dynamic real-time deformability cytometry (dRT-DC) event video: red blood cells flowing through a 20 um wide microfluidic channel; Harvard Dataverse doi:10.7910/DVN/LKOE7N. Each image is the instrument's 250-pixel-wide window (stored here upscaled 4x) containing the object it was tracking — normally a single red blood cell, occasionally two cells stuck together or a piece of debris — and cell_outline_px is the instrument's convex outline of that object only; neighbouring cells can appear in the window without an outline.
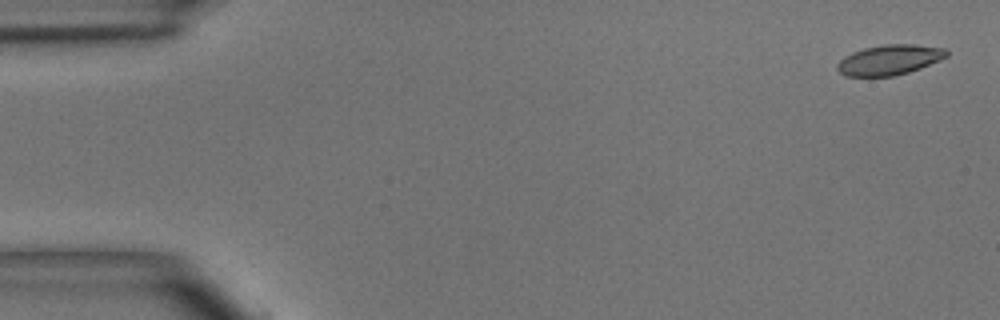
{"species": "common noctule bat (a hibernating species)", "species_latin": "Nyctalus noctula", "temperature_condition": "room temperature", "stored_images_in_passage": 4, "camera_frame_rate_fps": 3000, "um_per_image_px": 0.085, "animal": {"sex": "male", "body_mass_g": 15.6}, "frame": {"image": 1, "passage_image": 1, "time_ms": 0.0, "image_size_px": [1000, 320], "cell_outline_px": [[948, 56], [940, 60], [920, 68], [908, 72], [892, 76], [844, 76], [836, 68], [836, 64], [844, 56], [852, 52], [864, 48], [884, 44], [912, 44], [948, 48]], "centroid_in_image_um": [75.61, 5.08], "position_along_channel_um": 9.4, "area_um2": 19.31}}